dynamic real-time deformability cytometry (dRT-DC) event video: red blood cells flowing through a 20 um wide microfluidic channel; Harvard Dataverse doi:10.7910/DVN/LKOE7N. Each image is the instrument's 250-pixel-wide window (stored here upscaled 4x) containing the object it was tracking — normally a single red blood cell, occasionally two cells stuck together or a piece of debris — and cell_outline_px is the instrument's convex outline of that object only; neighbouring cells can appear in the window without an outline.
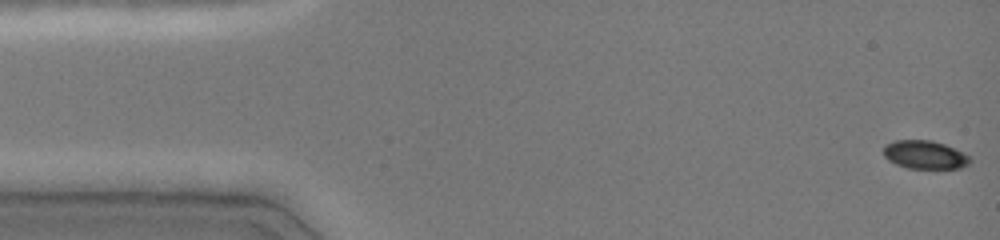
{"species": "common noctule bat (a hibernating species)", "species_latin": "Nyctalus noctula", "temperature_condition": "cold", "stored_images_in_passage": 48, "camera_frame_rate_fps": 3000, "um_per_image_px": 0.085, "animal": {"sex": "female", "body_mass_g": 19.0, "forearm_length_mm": 51.5}, "frame": {"image": 1, "passage_image": 1, "time_ms": 0.0, "image_size_px": [1000, 240], "cell_outline_px": [[972, 160], [968, 164], [960, 168], [908, 168], [896, 164], [888, 160], [884, 156], [884, 148], [888, 144], [896, 140], [932, 140], [944, 144], [964, 152], [972, 156]], "centroid_in_image_um": [78.66, 13.15], "position_along_channel_um": 6.3, "area_um2": 14.28}}
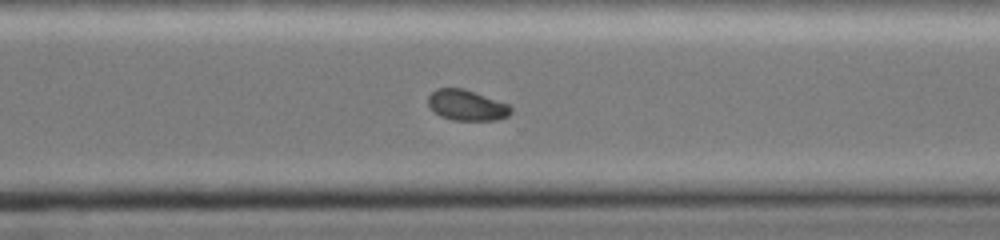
{"frame": {"image": 2, "passage_image": 34, "time_ms": 11.0, "image_size_px": [1000, 240], "cell_outline_px": [[512, 112], [508, 116], [496, 120], [452, 120], [440, 116], [428, 104], [428, 96], [436, 88], [464, 88], [508, 104], [512, 108]], "centroid_in_image_um": [39.68, 8.94], "position_along_channel_um": 330.9, "area_um2": 14.74}}
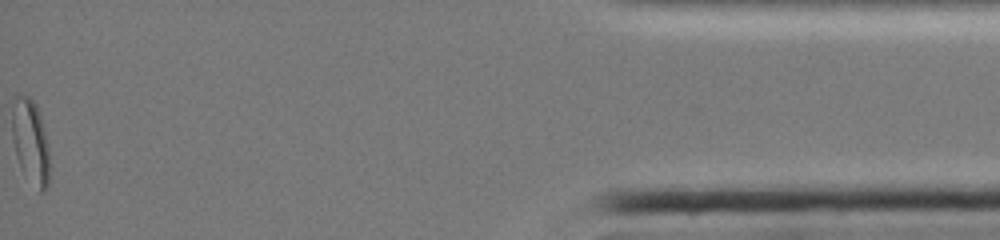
{"frame": {"image": 3, "passage_image": 48, "time_ms": 15.667, "image_size_px": [1000, 240], "cell_outline_px": [[48, 184], [40, 192], [20, 168], [16, 156], [12, 140], [12, 96], [20, 92], [28, 96], [36, 104], [44, 128], [48, 144]], "centroid_in_image_um": [2.55, 11.93], "position_along_channel_um": 432.7, "area_um2": 18.55}, "authors_computed_cell_mechanics": {"area_um2": 15.7505, "velocity_mm_per_s": 4.0354, "shape_relaxation_time_tau1_ms": 1.9829, "shape_relaxation_time_tau2_ms": null, "deformation_change_tau1": 0.0758, "deformation_change_tau2": null}}